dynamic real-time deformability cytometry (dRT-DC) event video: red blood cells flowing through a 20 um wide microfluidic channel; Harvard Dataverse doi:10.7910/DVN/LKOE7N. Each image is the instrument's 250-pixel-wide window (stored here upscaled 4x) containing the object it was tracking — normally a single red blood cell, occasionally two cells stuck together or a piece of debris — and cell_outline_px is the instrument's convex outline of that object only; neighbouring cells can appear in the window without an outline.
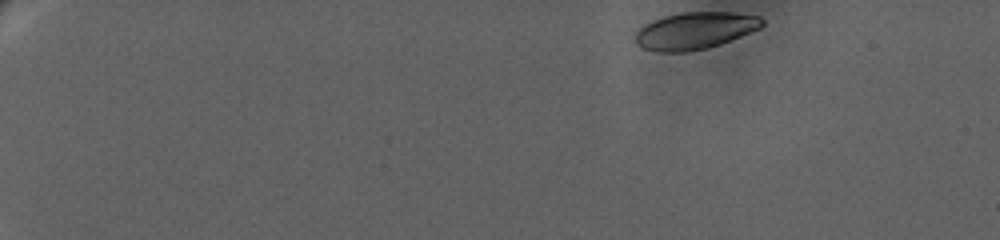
{"species": "human", "species_latin": "Homo sapiens", "temperature_condition": "warm", "stored_images_in_passage": 60, "camera_frame_rate_fps": 3000, "um_per_image_px": 0.085, "donor": {"sex": "female"}, "frame": {"image": 1, "passage_image": 1, "time_ms": 0.0, "image_size_px": [1000, 240], "cell_outline_px": [[764, 24], [760, 28], [720, 44], [708, 48], [684, 52], [656, 52], [644, 48], [636, 44], [636, 32], [644, 24], [652, 20], [664, 16], [680, 12], [732, 12], [760, 16], [764, 20]], "centroid_in_image_um": [59.06, 2.6], "position_along_channel_um": 25.9, "area_um2": 27.4}}
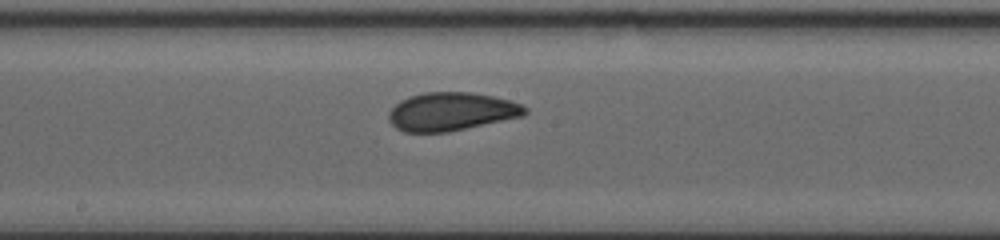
{"frame": {"image": 2, "passage_image": 33, "time_ms": 10.667, "image_size_px": [1000, 240], "cell_outline_px": [[528, 112], [524, 116], [448, 132], [404, 132], [396, 128], [388, 120], [388, 112], [400, 100], [408, 96], [424, 92], [472, 92], [492, 96], [508, 100], [520, 104], [528, 108]], "centroid_in_image_um": [38.35, 9.48], "position_along_channel_um": 209.9, "area_um2": 30.52}}
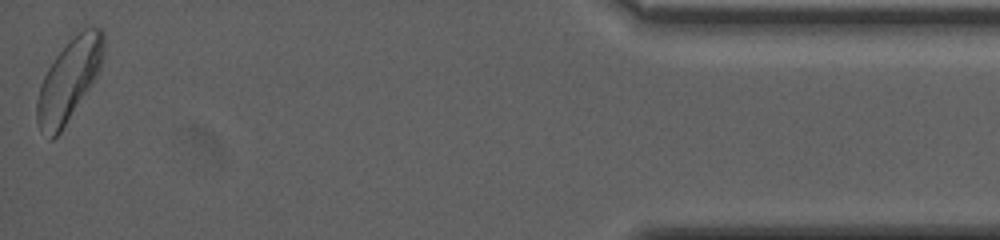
{"frame": {"image": 3, "passage_image": 60, "time_ms": 19.667, "image_size_px": [1000, 240], "cell_outline_px": [[104, 48], [100, 68], [96, 76], [60, 132], [52, 140], [48, 140], [40, 132], [36, 120], [36, 100], [40, 84], [48, 68], [56, 56], [84, 28], [100, 28], [104, 32]], "centroid_in_image_um": [5.82, 6.86], "position_along_channel_um": 429.4, "area_um2": 30.98}, "authors_computed_cell_mechanics": {"area_um2": 29.6803, "velocity_mm_per_s": 3.1424, "shape_relaxation_time_tau1_ms": 7.2491, "shape_relaxation_time_tau2_ms": 1.5372, "deformation_change_tau1": 0.1367, "deformation_change_tau2": 0.066}}